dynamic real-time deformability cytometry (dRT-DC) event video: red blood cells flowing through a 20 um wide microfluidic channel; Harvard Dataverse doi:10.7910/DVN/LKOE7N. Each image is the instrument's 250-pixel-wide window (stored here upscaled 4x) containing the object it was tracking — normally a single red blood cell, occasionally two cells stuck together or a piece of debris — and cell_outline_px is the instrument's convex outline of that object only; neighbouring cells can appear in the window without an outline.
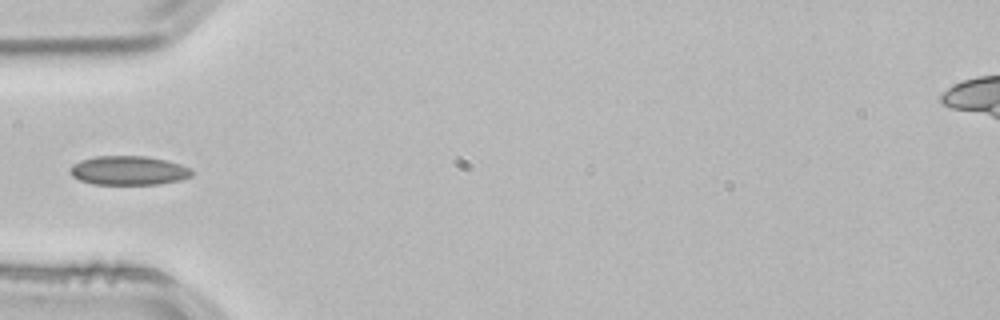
{"species": "common noctule bat (a hibernating species)", "species_latin": "Nyctalus noctula", "temperature_condition": "room temperature", "stored_images_in_passage": 37, "camera_frame_rate_fps": 3000, "um_per_image_px": 0.085, "animal": {"sex": "male", "body_mass_g": 21.5, "forearm_length_mm": 52.0}, "frame": {"image": 1, "passage_image": 1, "time_ms": 0.0, "image_size_px": [1000, 320], "cell_outline_px": [[192, 176], [180, 180], [156, 184], [92, 184], [80, 180], [72, 176], [68, 168], [72, 164], [80, 160], [96, 156], [148, 156], [180, 164], [188, 168], [192, 172]], "centroid_in_image_um": [10.88, 14.49], "position_along_channel_um": 74.1, "area_um2": 20.58}}
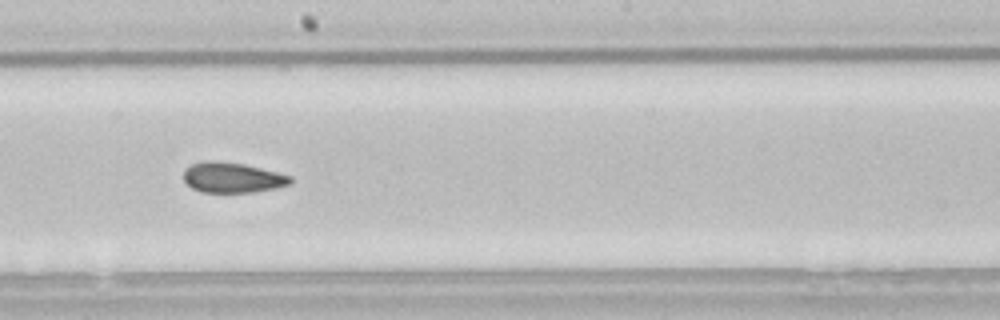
{"frame": {"image": 2, "passage_image": 13, "time_ms": 4.0, "image_size_px": [1000, 320], "cell_outline_px": [[292, 184], [276, 188], [252, 192], [200, 192], [192, 188], [184, 180], [184, 168], [192, 164], [204, 160], [216, 160], [244, 164], [292, 176]], "centroid_in_image_um": [19.74, 15.09], "position_along_channel_um": 228.5, "area_um2": 18.96}}
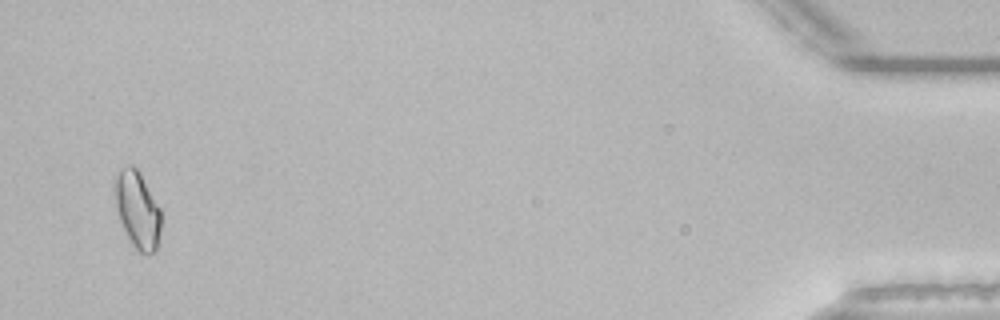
{"frame": {"image": 3, "passage_image": 35, "time_ms": 11.333, "image_size_px": [1000, 320], "cell_outline_px": [[160, 232], [156, 252], [140, 252], [136, 248], [128, 236], [120, 220], [116, 208], [116, 176], [120, 168], [128, 164], [132, 164], [140, 172], [160, 208]], "centroid_in_image_um": [11.7, 17.79], "position_along_channel_um": 423.5, "area_um2": 20.23}}